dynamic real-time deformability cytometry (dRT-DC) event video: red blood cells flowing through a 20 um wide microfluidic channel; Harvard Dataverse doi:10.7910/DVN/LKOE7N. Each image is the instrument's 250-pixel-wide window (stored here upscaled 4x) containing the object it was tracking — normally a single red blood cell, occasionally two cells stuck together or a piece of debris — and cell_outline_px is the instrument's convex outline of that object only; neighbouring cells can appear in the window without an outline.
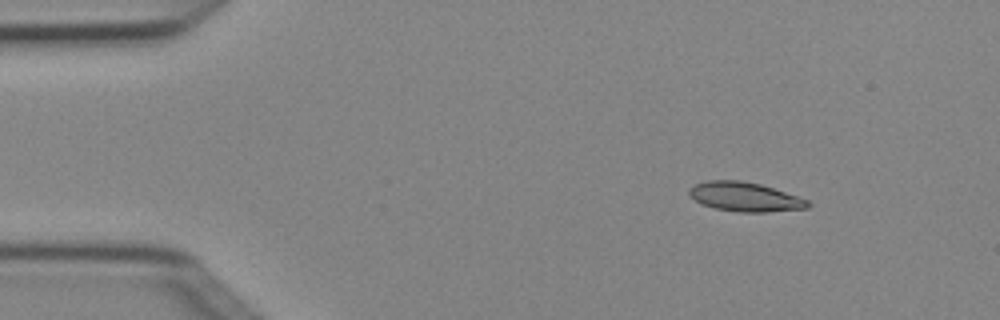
{"species": "Egyptian fruit bat (a non-hibernating species)", "species_latin": "Rousettus aegyptiacus", "temperature_condition": "cold", "stored_images_in_passage": 5, "camera_frame_rate_fps": 3000, "um_per_image_px": 0.085, "animal": {"sex": "female"}, "frame": {"image": 1, "passage_image": 2, "time_ms": 0.333, "image_size_px": [1000, 320], "cell_outline_px": [[812, 204], [808, 208], [768, 212], [740, 212], [716, 208], [700, 204], [688, 196], [688, 188], [696, 184], [708, 180], [740, 180], [760, 184], [808, 200]], "centroid_in_image_um": [63.28, 16.73], "position_along_channel_um": 21.7, "area_um2": 20.23}}
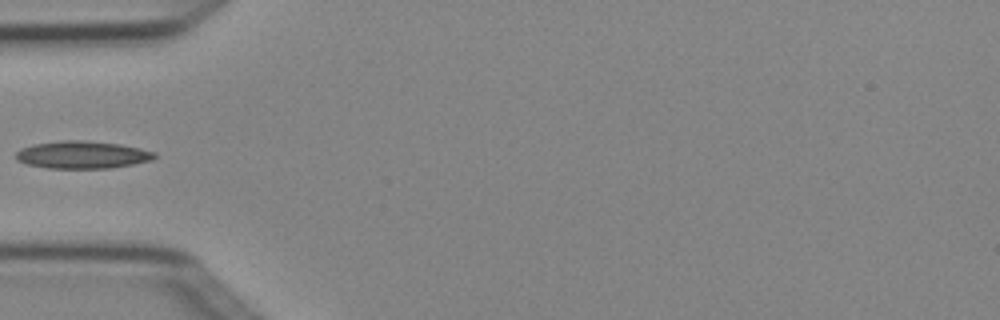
{"frame": {"image": 2, "passage_image": 5, "time_ms": 1.333, "image_size_px": [1000, 320], "cell_outline_px": [[156, 156], [152, 160], [112, 168], [48, 168], [28, 164], [16, 160], [16, 152], [20, 148], [32, 144], [60, 140], [84, 140], [120, 144], [140, 148], [156, 152]], "centroid_in_image_um": [6.98, 13.15], "position_along_channel_um": 78.0, "area_um2": 22.31}}